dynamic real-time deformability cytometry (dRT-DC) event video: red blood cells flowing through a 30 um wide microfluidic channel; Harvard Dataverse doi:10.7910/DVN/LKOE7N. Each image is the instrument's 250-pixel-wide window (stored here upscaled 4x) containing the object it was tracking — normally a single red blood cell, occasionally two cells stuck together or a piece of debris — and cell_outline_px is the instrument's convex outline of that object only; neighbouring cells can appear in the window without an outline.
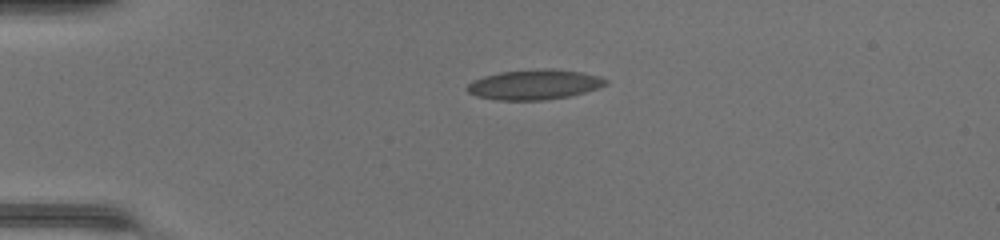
{"species": "common noctule bat (a hibernating species)", "species_latin": "Nyctalus noctula", "temperature_condition": "warm", "stored_images_in_passage": 38, "camera_frame_rate_fps": 3000, "um_per_image_px": 0.085, "animal": {"sex": "female", "body_mass_g": 17.0, "forearm_length_mm": 48.0}, "frame": {"image": 1, "passage_image": 1, "time_ms": 0.0, "image_size_px": [1000, 240], "cell_outline_px": [[608, 84], [584, 92], [568, 96], [544, 100], [500, 100], [476, 96], [468, 92], [468, 84], [484, 76], [500, 72], [552, 68], [580, 72], [596, 76], [608, 80]], "centroid_in_image_um": [45.42, 7.19], "position_along_channel_um": 39.6, "area_um2": 23.76}}
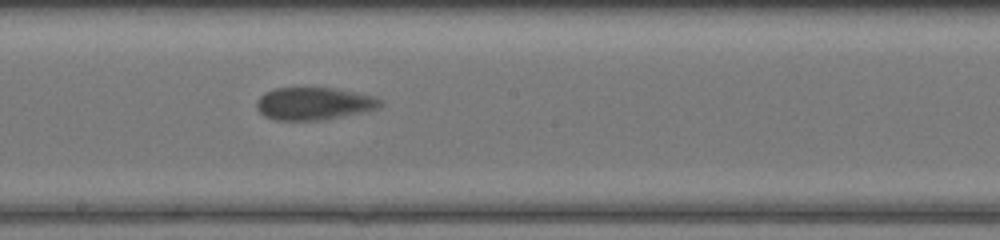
{"frame": {"image": 2, "passage_image": 17, "time_ms": 5.333, "image_size_px": [1000, 240], "cell_outline_px": [[380, 104], [376, 108], [340, 116], [320, 120], [276, 120], [264, 116], [256, 108], [256, 104], [260, 96], [264, 92], [276, 88], [332, 88], [372, 96], [380, 100]], "centroid_in_image_um": [26.57, 8.8], "position_along_channel_um": 221.6, "area_um2": 22.83}}
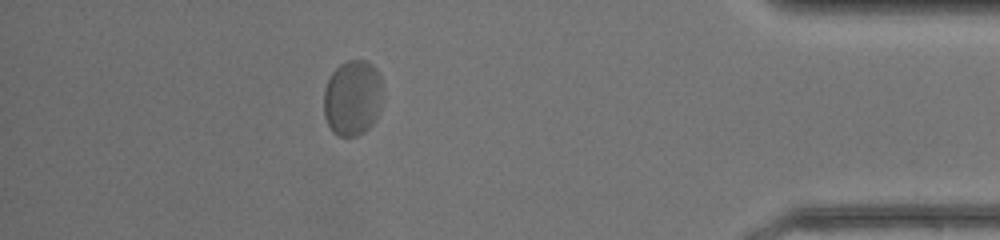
{"frame": {"image": 3, "passage_image": 33, "time_ms": 10.667, "image_size_px": [1000, 240], "cell_outline_px": [[380, 92], [376, 116], [372, 124], [364, 132], [356, 136], [340, 136], [332, 132], [324, 116], [324, 92], [328, 80], [332, 72], [340, 64], [348, 60], [364, 60], [372, 64], [376, 68], [380, 76]], "centroid_in_image_um": [29.92, 8.31], "position_along_channel_um": 405.3, "area_um2": 25.55}, "authors_computed_cell_mechanics": {"area_um2": 23.6691, "velocity_mm_per_s": 4.2121, "shape_relaxation_time_tau1_ms": 4.2564, "shape_relaxation_time_tau2_ms": null, "deformation_change_tau1": 0.1105, "deformation_change_tau2": null}}